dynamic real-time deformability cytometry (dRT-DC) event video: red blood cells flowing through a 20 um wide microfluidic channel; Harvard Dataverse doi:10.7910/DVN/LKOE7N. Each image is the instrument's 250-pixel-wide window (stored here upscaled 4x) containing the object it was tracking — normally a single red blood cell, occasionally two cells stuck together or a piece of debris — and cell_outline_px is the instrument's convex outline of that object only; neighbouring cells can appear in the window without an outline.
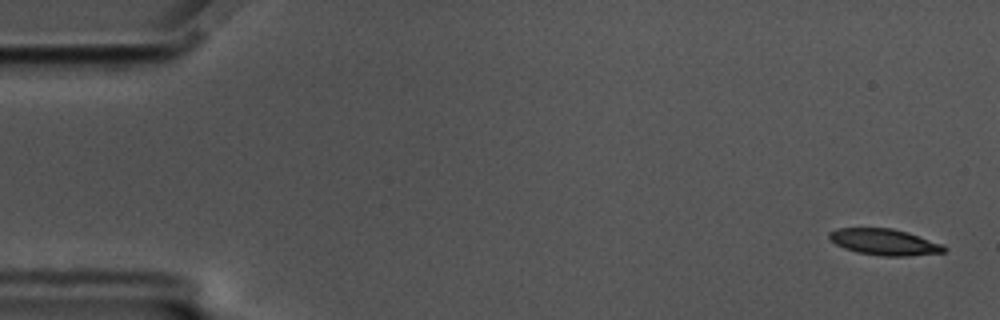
{"species": "common noctule bat (a hibernating species)", "species_latin": "Nyctalus noctula", "temperature_condition": "cold", "stored_images_in_passage": 57, "camera_frame_rate_fps": 3000, "um_per_image_px": 0.085, "animal": {"sex": "male", "body_mass_g": 17.5, "forearm_length_mm": 52.3}, "frame": {"image": 1, "passage_image": 1, "time_ms": 0.0, "image_size_px": [1000, 320], "cell_outline_px": [[948, 248], [944, 252], [908, 256], [880, 256], [856, 252], [844, 248], [836, 244], [828, 236], [828, 232], [836, 228], [892, 228], [908, 232], [944, 244]], "centroid_in_image_um": [75.19, 20.57], "position_along_channel_um": 9.8, "area_um2": 17.74}}
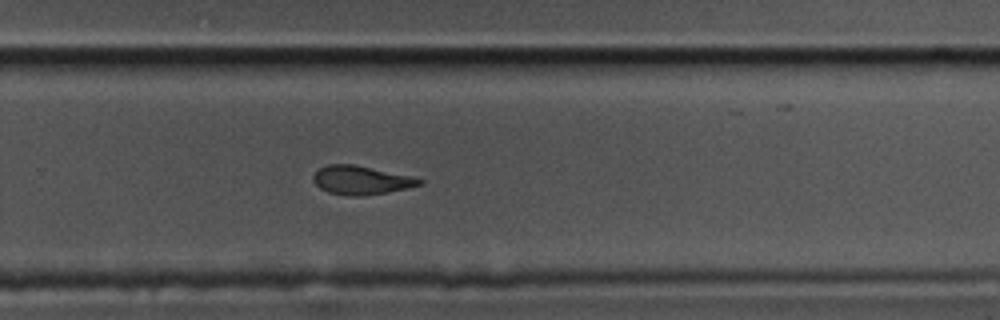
{"frame": {"image": 2, "passage_image": 37, "time_ms": 12.0, "image_size_px": [1000, 320], "cell_outline_px": [[424, 184], [408, 188], [388, 192], [364, 196], [348, 196], [328, 192], [320, 188], [312, 180], [312, 176], [320, 168], [328, 164], [352, 164], [408, 176], [424, 180]], "centroid_in_image_um": [30.67, 15.33], "position_along_channel_um": 299.1, "area_um2": 17.57}}
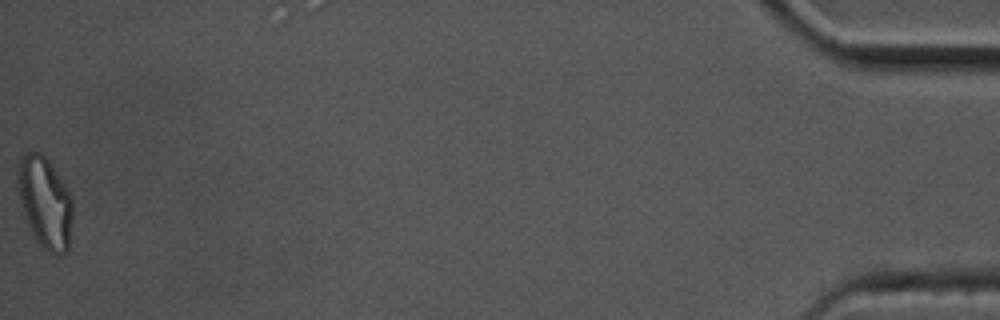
{"frame": {"image": 3, "passage_image": 57, "time_ms": 18.667, "image_size_px": [1000, 320], "cell_outline_px": [[72, 220], [68, 248], [60, 256], [56, 256], [48, 252], [36, 240], [24, 216], [20, 200], [20, 160], [28, 152], [40, 152], [48, 160], [72, 196]], "centroid_in_image_um": [3.87, 17.27], "position_along_channel_um": 431.3, "area_um2": 28.44}, "authors_computed_cell_mechanics": {"area_um2": 18.496, "velocity_mm_per_s": 3.4759, "shape_relaxation_time_tau1_ms": 7.1764, "shape_relaxation_time_tau2_ms": 3.3239, "deformation_change_tau1": 0.1768, "deformation_change_tau2": 0.1114}}